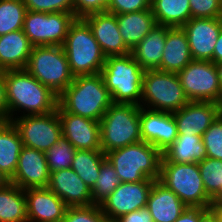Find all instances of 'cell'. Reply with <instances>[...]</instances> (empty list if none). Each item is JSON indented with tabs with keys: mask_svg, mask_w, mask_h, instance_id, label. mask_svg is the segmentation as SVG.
Wrapping results in <instances>:
<instances>
[{
	"mask_svg": "<svg viewBox=\"0 0 222 222\" xmlns=\"http://www.w3.org/2000/svg\"><path fill=\"white\" fill-rule=\"evenodd\" d=\"M5 83L8 121L14 119L15 113L17 115L15 111L22 112L20 116H29L48 114L57 109L58 95L25 69L5 70Z\"/></svg>",
	"mask_w": 222,
	"mask_h": 222,
	"instance_id": "1",
	"label": "cell"
},
{
	"mask_svg": "<svg viewBox=\"0 0 222 222\" xmlns=\"http://www.w3.org/2000/svg\"><path fill=\"white\" fill-rule=\"evenodd\" d=\"M113 104L101 73L78 75L58 96V105L66 112L100 121Z\"/></svg>",
	"mask_w": 222,
	"mask_h": 222,
	"instance_id": "2",
	"label": "cell"
},
{
	"mask_svg": "<svg viewBox=\"0 0 222 222\" xmlns=\"http://www.w3.org/2000/svg\"><path fill=\"white\" fill-rule=\"evenodd\" d=\"M105 155L121 182L137 183L160 178L162 152L150 143L141 141Z\"/></svg>",
	"mask_w": 222,
	"mask_h": 222,
	"instance_id": "3",
	"label": "cell"
},
{
	"mask_svg": "<svg viewBox=\"0 0 222 222\" xmlns=\"http://www.w3.org/2000/svg\"><path fill=\"white\" fill-rule=\"evenodd\" d=\"M144 73L131 53L106 57L101 74L112 102L140 106Z\"/></svg>",
	"mask_w": 222,
	"mask_h": 222,
	"instance_id": "4",
	"label": "cell"
},
{
	"mask_svg": "<svg viewBox=\"0 0 222 222\" xmlns=\"http://www.w3.org/2000/svg\"><path fill=\"white\" fill-rule=\"evenodd\" d=\"M62 47L74 77L101 73L106 56L82 18H76L70 25Z\"/></svg>",
	"mask_w": 222,
	"mask_h": 222,
	"instance_id": "5",
	"label": "cell"
},
{
	"mask_svg": "<svg viewBox=\"0 0 222 222\" xmlns=\"http://www.w3.org/2000/svg\"><path fill=\"white\" fill-rule=\"evenodd\" d=\"M99 122L101 150L105 154L142 141L139 105L113 103Z\"/></svg>",
	"mask_w": 222,
	"mask_h": 222,
	"instance_id": "6",
	"label": "cell"
},
{
	"mask_svg": "<svg viewBox=\"0 0 222 222\" xmlns=\"http://www.w3.org/2000/svg\"><path fill=\"white\" fill-rule=\"evenodd\" d=\"M25 70L58 96L74 80L62 46H33Z\"/></svg>",
	"mask_w": 222,
	"mask_h": 222,
	"instance_id": "7",
	"label": "cell"
},
{
	"mask_svg": "<svg viewBox=\"0 0 222 222\" xmlns=\"http://www.w3.org/2000/svg\"><path fill=\"white\" fill-rule=\"evenodd\" d=\"M159 181L187 207H213V201L205 191L198 163L161 162Z\"/></svg>",
	"mask_w": 222,
	"mask_h": 222,
	"instance_id": "8",
	"label": "cell"
},
{
	"mask_svg": "<svg viewBox=\"0 0 222 222\" xmlns=\"http://www.w3.org/2000/svg\"><path fill=\"white\" fill-rule=\"evenodd\" d=\"M188 102L177 73L145 70L141 107L173 113Z\"/></svg>",
	"mask_w": 222,
	"mask_h": 222,
	"instance_id": "9",
	"label": "cell"
},
{
	"mask_svg": "<svg viewBox=\"0 0 222 222\" xmlns=\"http://www.w3.org/2000/svg\"><path fill=\"white\" fill-rule=\"evenodd\" d=\"M75 19L74 13L26 11L23 31L33 46H62Z\"/></svg>",
	"mask_w": 222,
	"mask_h": 222,
	"instance_id": "10",
	"label": "cell"
},
{
	"mask_svg": "<svg viewBox=\"0 0 222 222\" xmlns=\"http://www.w3.org/2000/svg\"><path fill=\"white\" fill-rule=\"evenodd\" d=\"M177 75L189 101L221 104L220 79L212 61L192 60Z\"/></svg>",
	"mask_w": 222,
	"mask_h": 222,
	"instance_id": "11",
	"label": "cell"
},
{
	"mask_svg": "<svg viewBox=\"0 0 222 222\" xmlns=\"http://www.w3.org/2000/svg\"><path fill=\"white\" fill-rule=\"evenodd\" d=\"M11 122L18 130L23 146L44 153L62 137L57 109L43 115L15 116Z\"/></svg>",
	"mask_w": 222,
	"mask_h": 222,
	"instance_id": "12",
	"label": "cell"
},
{
	"mask_svg": "<svg viewBox=\"0 0 222 222\" xmlns=\"http://www.w3.org/2000/svg\"><path fill=\"white\" fill-rule=\"evenodd\" d=\"M154 181L137 183L122 182L117 189L100 204L109 222L147 206L148 196Z\"/></svg>",
	"mask_w": 222,
	"mask_h": 222,
	"instance_id": "13",
	"label": "cell"
},
{
	"mask_svg": "<svg viewBox=\"0 0 222 222\" xmlns=\"http://www.w3.org/2000/svg\"><path fill=\"white\" fill-rule=\"evenodd\" d=\"M193 60L213 62V51L222 29V17L191 18L184 26Z\"/></svg>",
	"mask_w": 222,
	"mask_h": 222,
	"instance_id": "14",
	"label": "cell"
},
{
	"mask_svg": "<svg viewBox=\"0 0 222 222\" xmlns=\"http://www.w3.org/2000/svg\"><path fill=\"white\" fill-rule=\"evenodd\" d=\"M140 133L142 141L163 152L178 136L173 113L140 106Z\"/></svg>",
	"mask_w": 222,
	"mask_h": 222,
	"instance_id": "15",
	"label": "cell"
},
{
	"mask_svg": "<svg viewBox=\"0 0 222 222\" xmlns=\"http://www.w3.org/2000/svg\"><path fill=\"white\" fill-rule=\"evenodd\" d=\"M64 136L76 150H101L100 122L64 111L57 106Z\"/></svg>",
	"mask_w": 222,
	"mask_h": 222,
	"instance_id": "16",
	"label": "cell"
},
{
	"mask_svg": "<svg viewBox=\"0 0 222 222\" xmlns=\"http://www.w3.org/2000/svg\"><path fill=\"white\" fill-rule=\"evenodd\" d=\"M222 113L220 103L189 101L181 109L173 112L178 134L201 136Z\"/></svg>",
	"mask_w": 222,
	"mask_h": 222,
	"instance_id": "17",
	"label": "cell"
},
{
	"mask_svg": "<svg viewBox=\"0 0 222 222\" xmlns=\"http://www.w3.org/2000/svg\"><path fill=\"white\" fill-rule=\"evenodd\" d=\"M49 180L50 173L46 154L34 148L23 146L15 174L10 182L26 190L48 187Z\"/></svg>",
	"mask_w": 222,
	"mask_h": 222,
	"instance_id": "18",
	"label": "cell"
},
{
	"mask_svg": "<svg viewBox=\"0 0 222 222\" xmlns=\"http://www.w3.org/2000/svg\"><path fill=\"white\" fill-rule=\"evenodd\" d=\"M82 19L89 25L106 57L124 56L131 53L119 32L116 14L105 11L87 15Z\"/></svg>",
	"mask_w": 222,
	"mask_h": 222,
	"instance_id": "19",
	"label": "cell"
},
{
	"mask_svg": "<svg viewBox=\"0 0 222 222\" xmlns=\"http://www.w3.org/2000/svg\"><path fill=\"white\" fill-rule=\"evenodd\" d=\"M28 222H58L63 220L67 205L54 192L45 188L24 190Z\"/></svg>",
	"mask_w": 222,
	"mask_h": 222,
	"instance_id": "20",
	"label": "cell"
},
{
	"mask_svg": "<svg viewBox=\"0 0 222 222\" xmlns=\"http://www.w3.org/2000/svg\"><path fill=\"white\" fill-rule=\"evenodd\" d=\"M47 188L60 197L68 207L93 204L91 190L71 168L50 173Z\"/></svg>",
	"mask_w": 222,
	"mask_h": 222,
	"instance_id": "21",
	"label": "cell"
},
{
	"mask_svg": "<svg viewBox=\"0 0 222 222\" xmlns=\"http://www.w3.org/2000/svg\"><path fill=\"white\" fill-rule=\"evenodd\" d=\"M146 207L153 222H175L188 208L172 190L159 180L153 182Z\"/></svg>",
	"mask_w": 222,
	"mask_h": 222,
	"instance_id": "22",
	"label": "cell"
},
{
	"mask_svg": "<svg viewBox=\"0 0 222 222\" xmlns=\"http://www.w3.org/2000/svg\"><path fill=\"white\" fill-rule=\"evenodd\" d=\"M160 67L157 70L178 73L193 59L182 27H168Z\"/></svg>",
	"mask_w": 222,
	"mask_h": 222,
	"instance_id": "23",
	"label": "cell"
},
{
	"mask_svg": "<svg viewBox=\"0 0 222 222\" xmlns=\"http://www.w3.org/2000/svg\"><path fill=\"white\" fill-rule=\"evenodd\" d=\"M33 45L22 30L0 36V70L25 69Z\"/></svg>",
	"mask_w": 222,
	"mask_h": 222,
	"instance_id": "24",
	"label": "cell"
},
{
	"mask_svg": "<svg viewBox=\"0 0 222 222\" xmlns=\"http://www.w3.org/2000/svg\"><path fill=\"white\" fill-rule=\"evenodd\" d=\"M167 26L156 24L152 30L136 45L131 54L144 70L160 67L166 42Z\"/></svg>",
	"mask_w": 222,
	"mask_h": 222,
	"instance_id": "25",
	"label": "cell"
},
{
	"mask_svg": "<svg viewBox=\"0 0 222 222\" xmlns=\"http://www.w3.org/2000/svg\"><path fill=\"white\" fill-rule=\"evenodd\" d=\"M119 32L125 45L132 50L156 25L152 10L116 15Z\"/></svg>",
	"mask_w": 222,
	"mask_h": 222,
	"instance_id": "26",
	"label": "cell"
},
{
	"mask_svg": "<svg viewBox=\"0 0 222 222\" xmlns=\"http://www.w3.org/2000/svg\"><path fill=\"white\" fill-rule=\"evenodd\" d=\"M161 162L198 163L207 157L202 137L178 134L176 140L162 152Z\"/></svg>",
	"mask_w": 222,
	"mask_h": 222,
	"instance_id": "27",
	"label": "cell"
},
{
	"mask_svg": "<svg viewBox=\"0 0 222 222\" xmlns=\"http://www.w3.org/2000/svg\"><path fill=\"white\" fill-rule=\"evenodd\" d=\"M22 147V140L13 123L0 121V171L9 181L15 174Z\"/></svg>",
	"mask_w": 222,
	"mask_h": 222,
	"instance_id": "28",
	"label": "cell"
},
{
	"mask_svg": "<svg viewBox=\"0 0 222 222\" xmlns=\"http://www.w3.org/2000/svg\"><path fill=\"white\" fill-rule=\"evenodd\" d=\"M156 24L182 27L191 19L189 0H151Z\"/></svg>",
	"mask_w": 222,
	"mask_h": 222,
	"instance_id": "29",
	"label": "cell"
},
{
	"mask_svg": "<svg viewBox=\"0 0 222 222\" xmlns=\"http://www.w3.org/2000/svg\"><path fill=\"white\" fill-rule=\"evenodd\" d=\"M0 222H28L24 190L12 182L0 188Z\"/></svg>",
	"mask_w": 222,
	"mask_h": 222,
	"instance_id": "30",
	"label": "cell"
},
{
	"mask_svg": "<svg viewBox=\"0 0 222 222\" xmlns=\"http://www.w3.org/2000/svg\"><path fill=\"white\" fill-rule=\"evenodd\" d=\"M106 159L102 150H76L71 169L84 181L91 190L100 174V166Z\"/></svg>",
	"mask_w": 222,
	"mask_h": 222,
	"instance_id": "31",
	"label": "cell"
},
{
	"mask_svg": "<svg viewBox=\"0 0 222 222\" xmlns=\"http://www.w3.org/2000/svg\"><path fill=\"white\" fill-rule=\"evenodd\" d=\"M26 11L23 0H0V36L22 30Z\"/></svg>",
	"mask_w": 222,
	"mask_h": 222,
	"instance_id": "32",
	"label": "cell"
},
{
	"mask_svg": "<svg viewBox=\"0 0 222 222\" xmlns=\"http://www.w3.org/2000/svg\"><path fill=\"white\" fill-rule=\"evenodd\" d=\"M121 183L122 182L114 170V167L106 158L100 166L99 177L94 187L91 189L93 204L100 205Z\"/></svg>",
	"mask_w": 222,
	"mask_h": 222,
	"instance_id": "33",
	"label": "cell"
},
{
	"mask_svg": "<svg viewBox=\"0 0 222 222\" xmlns=\"http://www.w3.org/2000/svg\"><path fill=\"white\" fill-rule=\"evenodd\" d=\"M198 165L205 191L215 201L222 193V160L206 157Z\"/></svg>",
	"mask_w": 222,
	"mask_h": 222,
	"instance_id": "34",
	"label": "cell"
},
{
	"mask_svg": "<svg viewBox=\"0 0 222 222\" xmlns=\"http://www.w3.org/2000/svg\"><path fill=\"white\" fill-rule=\"evenodd\" d=\"M76 149L62 136L46 152V160L49 173L57 170L69 169L71 167Z\"/></svg>",
	"mask_w": 222,
	"mask_h": 222,
	"instance_id": "35",
	"label": "cell"
},
{
	"mask_svg": "<svg viewBox=\"0 0 222 222\" xmlns=\"http://www.w3.org/2000/svg\"><path fill=\"white\" fill-rule=\"evenodd\" d=\"M202 141L207 157L222 160V113L203 133Z\"/></svg>",
	"mask_w": 222,
	"mask_h": 222,
	"instance_id": "36",
	"label": "cell"
},
{
	"mask_svg": "<svg viewBox=\"0 0 222 222\" xmlns=\"http://www.w3.org/2000/svg\"><path fill=\"white\" fill-rule=\"evenodd\" d=\"M65 222H109L100 205L69 206L63 218Z\"/></svg>",
	"mask_w": 222,
	"mask_h": 222,
	"instance_id": "37",
	"label": "cell"
},
{
	"mask_svg": "<svg viewBox=\"0 0 222 222\" xmlns=\"http://www.w3.org/2000/svg\"><path fill=\"white\" fill-rule=\"evenodd\" d=\"M27 11L74 13L73 0H23Z\"/></svg>",
	"mask_w": 222,
	"mask_h": 222,
	"instance_id": "38",
	"label": "cell"
},
{
	"mask_svg": "<svg viewBox=\"0 0 222 222\" xmlns=\"http://www.w3.org/2000/svg\"><path fill=\"white\" fill-rule=\"evenodd\" d=\"M191 18L222 17V0H189Z\"/></svg>",
	"mask_w": 222,
	"mask_h": 222,
	"instance_id": "39",
	"label": "cell"
},
{
	"mask_svg": "<svg viewBox=\"0 0 222 222\" xmlns=\"http://www.w3.org/2000/svg\"><path fill=\"white\" fill-rule=\"evenodd\" d=\"M151 9V0H110L107 12L125 14Z\"/></svg>",
	"mask_w": 222,
	"mask_h": 222,
	"instance_id": "40",
	"label": "cell"
},
{
	"mask_svg": "<svg viewBox=\"0 0 222 222\" xmlns=\"http://www.w3.org/2000/svg\"><path fill=\"white\" fill-rule=\"evenodd\" d=\"M110 0H73L74 15L84 18L87 15L107 11Z\"/></svg>",
	"mask_w": 222,
	"mask_h": 222,
	"instance_id": "41",
	"label": "cell"
},
{
	"mask_svg": "<svg viewBox=\"0 0 222 222\" xmlns=\"http://www.w3.org/2000/svg\"><path fill=\"white\" fill-rule=\"evenodd\" d=\"M115 222H153L147 207L138 209L118 218Z\"/></svg>",
	"mask_w": 222,
	"mask_h": 222,
	"instance_id": "42",
	"label": "cell"
},
{
	"mask_svg": "<svg viewBox=\"0 0 222 222\" xmlns=\"http://www.w3.org/2000/svg\"><path fill=\"white\" fill-rule=\"evenodd\" d=\"M0 121H8V102L5 83V71L0 70Z\"/></svg>",
	"mask_w": 222,
	"mask_h": 222,
	"instance_id": "43",
	"label": "cell"
},
{
	"mask_svg": "<svg viewBox=\"0 0 222 222\" xmlns=\"http://www.w3.org/2000/svg\"><path fill=\"white\" fill-rule=\"evenodd\" d=\"M207 210L201 207H188L175 222H198L199 217Z\"/></svg>",
	"mask_w": 222,
	"mask_h": 222,
	"instance_id": "44",
	"label": "cell"
},
{
	"mask_svg": "<svg viewBox=\"0 0 222 222\" xmlns=\"http://www.w3.org/2000/svg\"><path fill=\"white\" fill-rule=\"evenodd\" d=\"M198 222H222L220 214L212 207L207 209L200 217Z\"/></svg>",
	"mask_w": 222,
	"mask_h": 222,
	"instance_id": "45",
	"label": "cell"
},
{
	"mask_svg": "<svg viewBox=\"0 0 222 222\" xmlns=\"http://www.w3.org/2000/svg\"><path fill=\"white\" fill-rule=\"evenodd\" d=\"M220 62H222V29L213 51V63L217 64Z\"/></svg>",
	"mask_w": 222,
	"mask_h": 222,
	"instance_id": "46",
	"label": "cell"
},
{
	"mask_svg": "<svg viewBox=\"0 0 222 222\" xmlns=\"http://www.w3.org/2000/svg\"><path fill=\"white\" fill-rule=\"evenodd\" d=\"M213 208L220 214L222 218V193L213 201Z\"/></svg>",
	"mask_w": 222,
	"mask_h": 222,
	"instance_id": "47",
	"label": "cell"
},
{
	"mask_svg": "<svg viewBox=\"0 0 222 222\" xmlns=\"http://www.w3.org/2000/svg\"><path fill=\"white\" fill-rule=\"evenodd\" d=\"M219 79H220V88H221V105H222V62L216 64Z\"/></svg>",
	"mask_w": 222,
	"mask_h": 222,
	"instance_id": "48",
	"label": "cell"
},
{
	"mask_svg": "<svg viewBox=\"0 0 222 222\" xmlns=\"http://www.w3.org/2000/svg\"><path fill=\"white\" fill-rule=\"evenodd\" d=\"M10 181L3 175V173L0 171V188L5 186Z\"/></svg>",
	"mask_w": 222,
	"mask_h": 222,
	"instance_id": "49",
	"label": "cell"
}]
</instances>
